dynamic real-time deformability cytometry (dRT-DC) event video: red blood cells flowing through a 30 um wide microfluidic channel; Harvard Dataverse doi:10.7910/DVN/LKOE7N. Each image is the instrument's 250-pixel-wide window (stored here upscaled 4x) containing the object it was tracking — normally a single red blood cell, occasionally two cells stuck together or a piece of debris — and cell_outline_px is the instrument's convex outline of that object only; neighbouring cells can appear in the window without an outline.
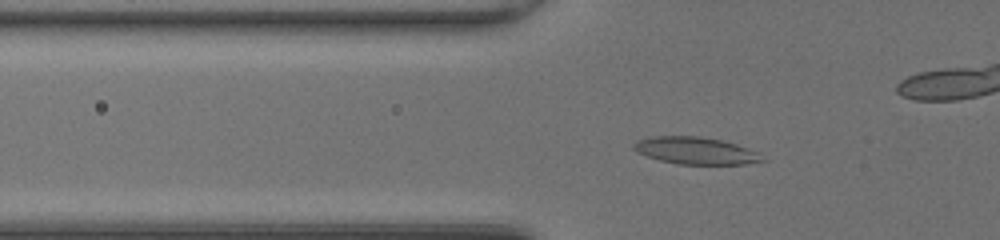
{"species": "common noctule bat (a hibernating species)", "species_latin": "Nyctalus noctula", "temperature_condition": "room temperature", "stored_images_in_passage": 44, "camera_frame_rate_fps": 3000, "um_per_image_px": 0.085, "animal": {"sex": "female", "body_mass_g": 20.0, "forearm_length_mm": 54.0}, "frame": {"image": 1, "passage_image": 11, "time_ms": 3.333, "image_size_px": [1000, 240], "cell_outline_px": [[768, 160], [748, 164], [680, 164], [660, 160], [636, 152], [632, 148], [632, 144], [636, 140], [652, 136], [700, 136], [720, 140], [736, 144], [760, 152]], "centroid_in_image_um": [59.16, 12.8], "position_along_channel_um": 66.6, "area_um2": 20.52}}
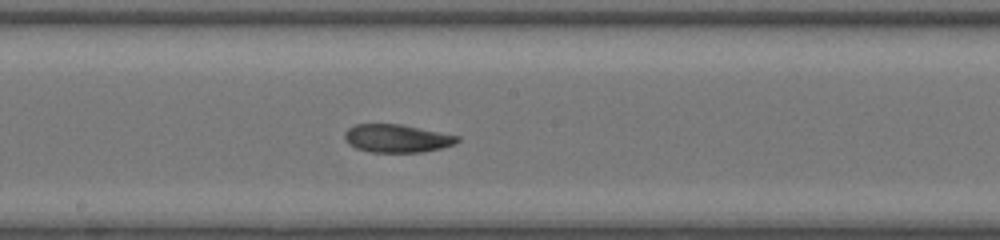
{"frame": {"image": 2, "passage_image": 22, "time_ms": 7.0, "image_size_px": [1000, 240], "cell_outline_px": [[460, 140], [456, 144], [440, 148], [420, 152], [372, 152], [356, 148], [348, 144], [344, 140], [344, 132], [348, 128], [356, 124], [400, 124], [460, 136]], "centroid_in_image_um": [33.72, 11.76], "position_along_channel_um": 214.5, "area_um2": 18.44}}
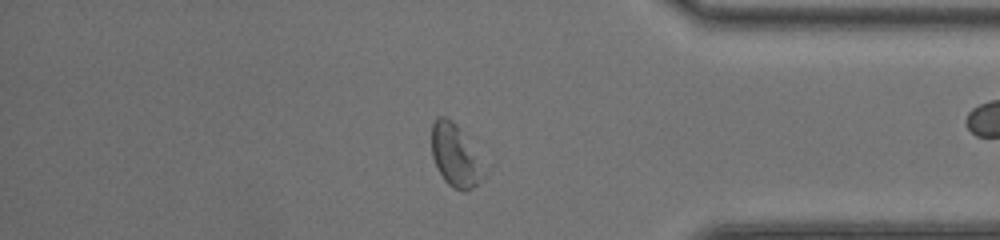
{"frame": {"image": 3, "passage_image": 36, "time_ms": 11.667, "image_size_px": [1000, 240], "cell_outline_px": [[492, 164], [484, 176], [468, 192], [464, 192], [448, 184], [444, 180], [432, 156], [432, 124], [436, 116], [444, 116], [452, 120], [456, 124]], "centroid_in_image_um": [38.85, 13.21], "position_along_channel_um": 396.4, "area_um2": 20.23}, "authors_computed_cell_mechanics": {"area_um2": 19.4786, "velocity_mm_per_s": 4.1955, "shape_relaxation_time_tau1_ms": 3.5751, "shape_relaxation_time_tau2_ms": 2.9408, "deformation_change_tau1": 0.1306, "deformation_change_tau2": 0.1062}}